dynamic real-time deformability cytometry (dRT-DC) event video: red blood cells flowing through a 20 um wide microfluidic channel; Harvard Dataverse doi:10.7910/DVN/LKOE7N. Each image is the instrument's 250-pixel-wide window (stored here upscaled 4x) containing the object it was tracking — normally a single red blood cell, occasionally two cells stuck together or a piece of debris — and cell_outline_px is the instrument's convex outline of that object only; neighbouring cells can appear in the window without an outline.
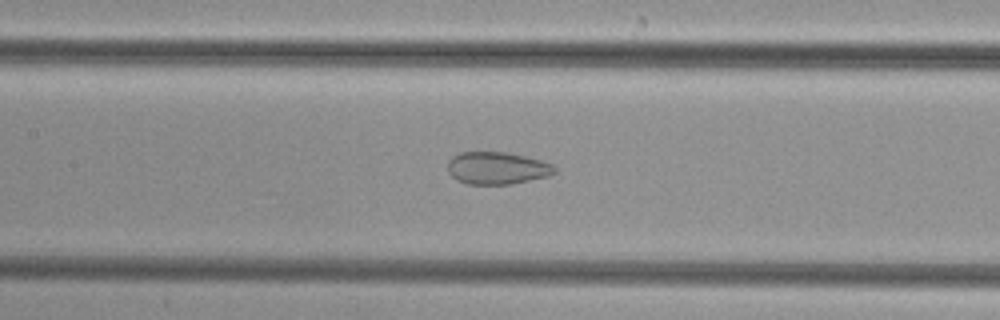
{"species": "common noctule bat (a hibernating species)", "species_latin": "Nyctalus noctula", "temperature_condition": "cold", "stored_images_in_passage": 36, "camera_frame_rate_fps": 3000, "um_per_image_px": 0.085, "animal": {"sex": "female", "body_mass_g": 29.2, "forearm_length_mm": 56.3}, "frame": {"image": 1, "passage_image": 10, "time_ms": 3.0, "image_size_px": [1000, 320], "cell_outline_px": [[556, 172], [548, 176], [512, 184], [468, 184], [456, 180], [448, 172], [448, 160], [452, 156], [460, 152], [504, 152], [524, 156], [540, 160], [552, 164], [556, 168]], "centroid_in_image_um": [42.23, 14.29], "position_along_channel_um": 165.2, "area_um2": 20.17}}
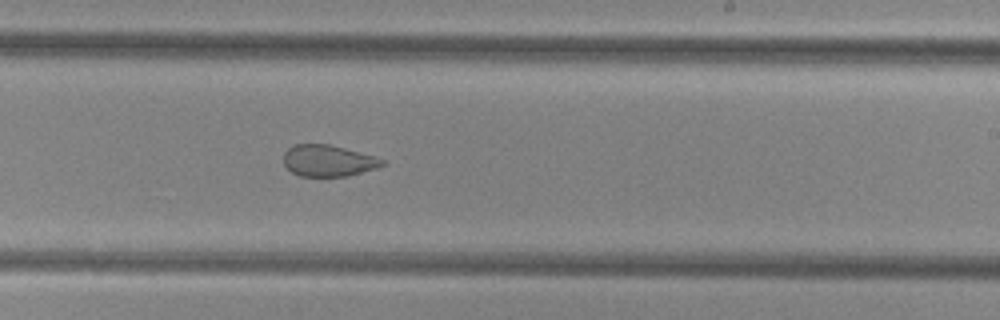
{"frame": {"image": 2, "passage_image": 17, "time_ms": 5.333, "image_size_px": [1000, 320], "cell_outline_px": [[388, 164], [380, 168], [348, 176], [300, 176], [292, 172], [284, 164], [284, 152], [292, 144], [328, 144], [376, 156], [384, 160]], "centroid_in_image_um": [27.95, 13.66], "position_along_channel_um": 261.1, "area_um2": 18.32}}
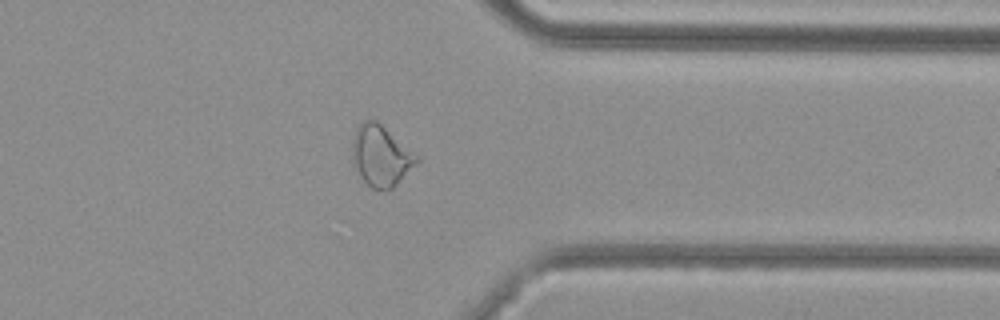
{"frame": {"image": 3, "passage_image": 26, "time_ms": 8.333, "image_size_px": [1000, 320], "cell_outline_px": [[420, 160], [392, 188], [372, 188], [360, 176], [356, 168], [352, 156], [352, 144], [356, 128], [364, 120], [376, 120], [420, 156]], "centroid_in_image_um": [32.39, 13.21], "position_along_channel_um": 379.0, "area_um2": 22.43}}